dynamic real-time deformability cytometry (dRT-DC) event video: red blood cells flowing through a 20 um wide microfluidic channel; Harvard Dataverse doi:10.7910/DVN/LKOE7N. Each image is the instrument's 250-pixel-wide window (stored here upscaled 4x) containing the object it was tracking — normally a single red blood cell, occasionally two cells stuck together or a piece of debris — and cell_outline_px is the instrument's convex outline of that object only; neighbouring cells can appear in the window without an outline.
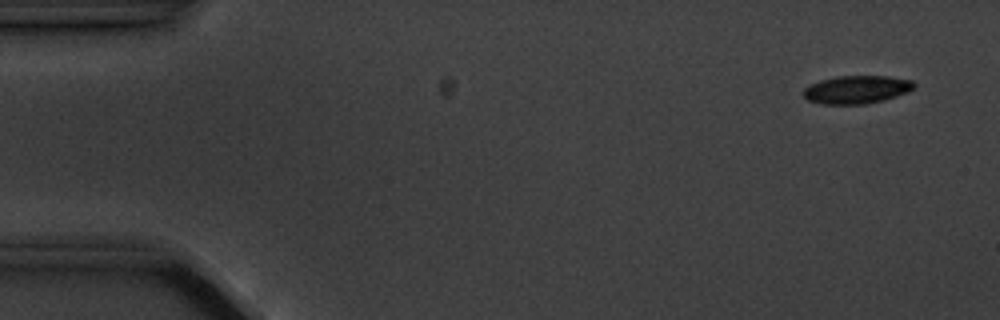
{"species": "common noctule bat (a hibernating species)", "species_latin": "Nyctalus noctula", "temperature_condition": "cold", "stored_images_in_passage": 5, "camera_frame_rate_fps": 3000, "um_per_image_px": 0.085, "animal": {"sex": "male", "body_mass_g": 20.1, "forearm_length_mm": 53.5}, "frame": {"image": 1, "passage_image": 1, "time_ms": 0.0, "image_size_px": [1000, 320], "cell_outline_px": [[916, 84], [908, 92], [884, 100], [864, 104], [820, 104], [808, 100], [804, 96], [804, 88], [808, 84], [820, 80], [836, 76], [888, 76], [912, 80]], "centroid_in_image_um": [72.8, 7.61], "position_along_channel_um": 12.2, "area_um2": 18.15}}
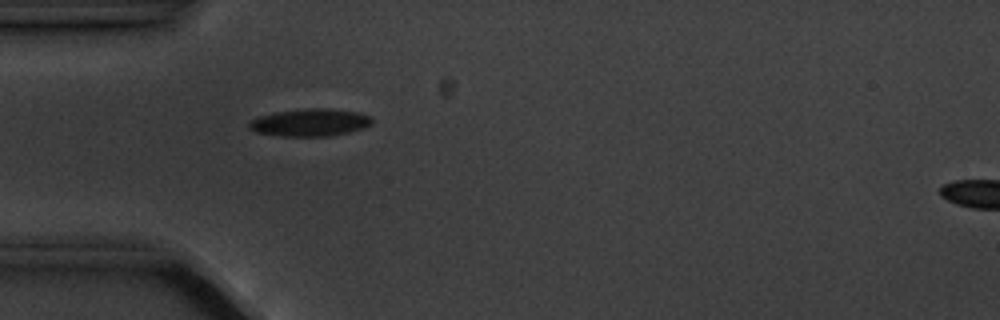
{"frame": {"image": 2, "passage_image": 4, "time_ms": 4.333, "image_size_px": [1000, 320], "cell_outline_px": [[372, 124], [364, 128], [332, 136], [280, 136], [256, 132], [248, 128], [248, 124], [256, 116], [272, 112], [308, 108], [328, 108], [360, 112], [372, 116]], "centroid_in_image_um": [26.36, 10.4], "position_along_channel_um": 58.6, "area_um2": 20.0}}